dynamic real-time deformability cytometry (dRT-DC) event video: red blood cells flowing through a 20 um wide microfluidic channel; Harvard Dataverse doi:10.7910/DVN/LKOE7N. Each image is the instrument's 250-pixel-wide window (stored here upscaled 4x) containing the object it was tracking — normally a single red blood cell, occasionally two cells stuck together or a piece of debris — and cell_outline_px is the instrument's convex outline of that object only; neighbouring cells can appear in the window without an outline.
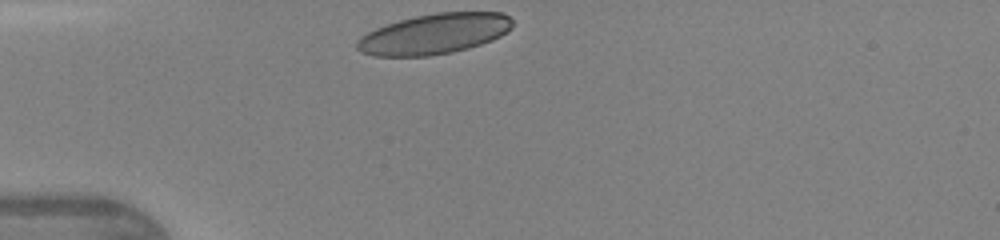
{"species": "human", "species_latin": "Homo sapiens", "temperature_condition": "warm", "stored_images_in_passage": 27, "camera_frame_rate_fps": 3000, "um_per_image_px": 0.085, "donor": {"sex": "female"}, "frame": {"image": 1, "passage_image": 1, "time_ms": 0.0, "image_size_px": [1000, 240], "cell_outline_px": [[512, 28], [500, 36], [492, 40], [468, 48], [452, 52], [428, 56], [372, 56], [360, 52], [356, 48], [356, 40], [360, 36], [376, 28], [400, 20], [416, 16], [436, 12], [504, 12], [512, 20]], "centroid_in_image_um": [36.9, 2.88], "position_along_channel_um": 48.1, "area_um2": 36.65}}
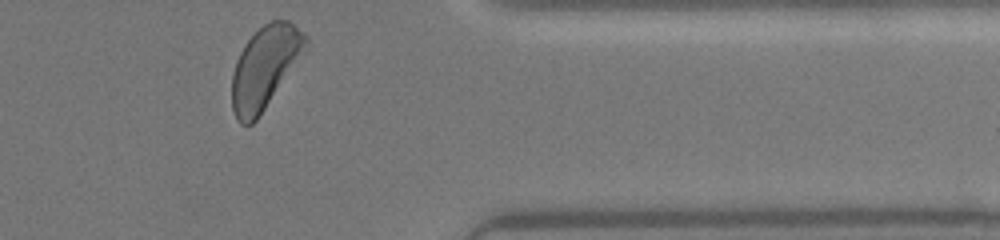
{"frame": {"image": 2, "passage_image": 27, "time_ms": 8.667, "image_size_px": [1000, 240], "cell_outline_px": [[308, 48], [256, 120], [252, 124], [240, 124], [236, 120], [232, 108], [232, 76], [236, 60], [244, 44], [264, 24], [272, 20], [288, 20], [308, 36]], "centroid_in_image_um": [22.52, 5.72], "position_along_channel_um": 388.9, "area_um2": 35.14}, "authors_computed_cell_mechanics": {"area_um2": 36.2984, "velocity_mm_per_s": 4.3052, "shape_relaxation_time_tau1_ms": 3.1621, "shape_relaxation_time_tau2_ms": 1.0468, "deformation_change_tau1": 0.1208, "deformation_change_tau2": 0.0651}}